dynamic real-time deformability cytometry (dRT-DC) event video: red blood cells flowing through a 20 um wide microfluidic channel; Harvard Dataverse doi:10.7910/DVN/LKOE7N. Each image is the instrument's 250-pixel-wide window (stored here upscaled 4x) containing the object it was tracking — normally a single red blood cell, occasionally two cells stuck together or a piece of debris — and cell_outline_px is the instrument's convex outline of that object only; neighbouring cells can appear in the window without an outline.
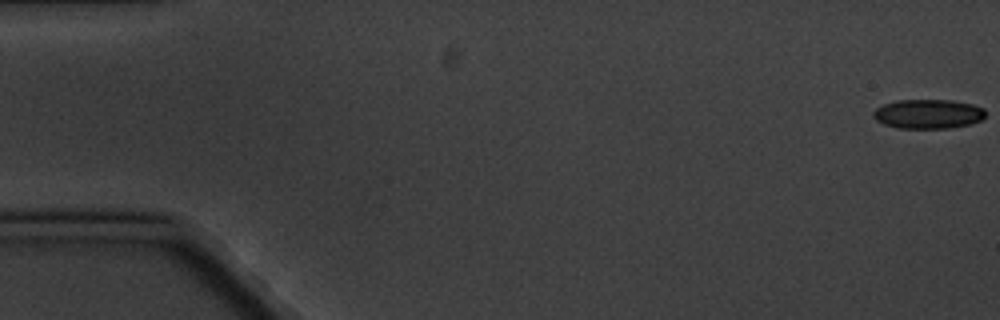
{"species": "common noctule bat (a hibernating species)", "species_latin": "Nyctalus noctula", "temperature_condition": "cold", "stored_images_in_passage": 6, "camera_frame_rate_fps": 3000, "um_per_image_px": 0.085, "animal": {"sex": "male", "body_mass_g": 20.1, "forearm_length_mm": 53.5}, "frame": {"image": 1, "passage_image": 1, "time_ms": 0.0, "image_size_px": [1000, 320], "cell_outline_px": [[984, 116], [980, 120], [972, 124], [948, 128], [896, 128], [884, 124], [876, 120], [872, 116], [872, 112], [876, 108], [884, 104], [900, 100], [952, 100], [972, 104], [984, 108]], "centroid_in_image_um": [78.87, 9.69], "position_along_channel_um": 6.1, "area_um2": 19.19}}